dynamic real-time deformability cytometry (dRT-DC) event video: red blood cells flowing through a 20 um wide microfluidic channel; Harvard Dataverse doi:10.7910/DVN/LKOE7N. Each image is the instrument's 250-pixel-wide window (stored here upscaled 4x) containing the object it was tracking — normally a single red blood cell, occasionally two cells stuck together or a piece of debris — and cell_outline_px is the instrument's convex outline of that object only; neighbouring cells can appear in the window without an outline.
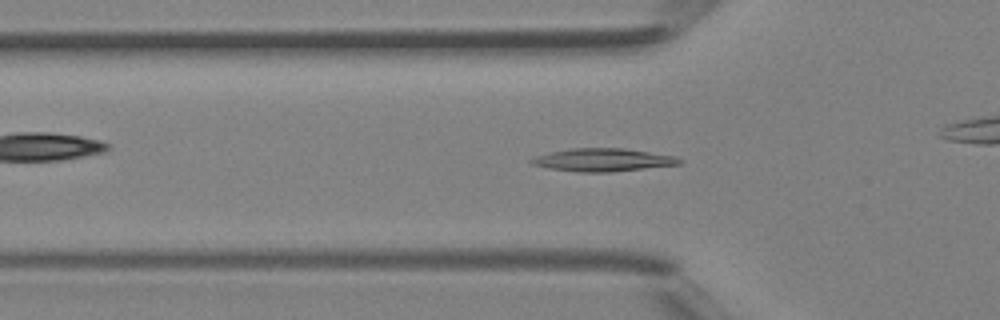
{"species": "Egyptian fruit bat (a non-hibernating species)", "species_latin": "Rousettus aegyptiacus", "temperature_condition": "room temperature", "stored_images_in_passage": 35, "camera_frame_rate_fps": 3000, "um_per_image_px": 0.085, "animal": {"sex": "female"}, "frame": {"image": 1, "passage_image": 11, "time_ms": 3.333, "image_size_px": [1000, 320], "cell_outline_px": [[684, 160], [680, 164], [608, 172], [576, 172], [548, 168], [532, 164], [528, 160], [536, 156], [552, 152], [572, 148], [624, 148], [676, 156]], "centroid_in_image_um": [51.25, 13.59], "position_along_channel_um": 74.5, "area_um2": 19.65}}
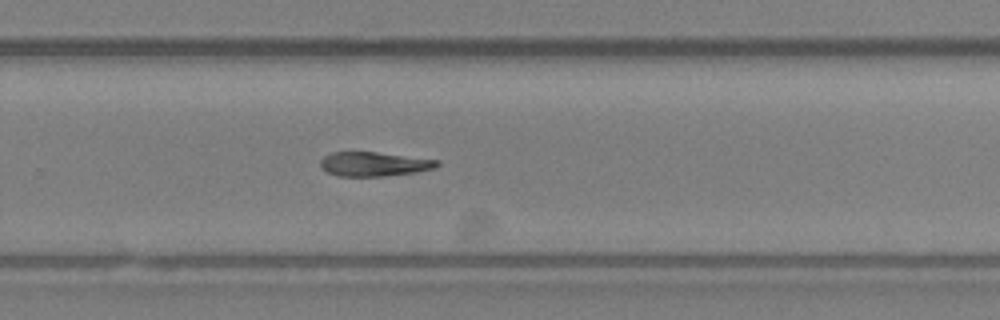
{"frame": {"image": 2, "passage_image": 25, "time_ms": 8.0, "image_size_px": [1000, 320], "cell_outline_px": [[440, 164], [432, 168], [416, 172], [384, 176], [340, 176], [328, 172], [320, 168], [320, 160], [324, 156], [332, 152], [376, 152], [440, 160]], "centroid_in_image_um": [31.77, 13.94], "position_along_channel_um": 298.0, "area_um2": 16.42}}